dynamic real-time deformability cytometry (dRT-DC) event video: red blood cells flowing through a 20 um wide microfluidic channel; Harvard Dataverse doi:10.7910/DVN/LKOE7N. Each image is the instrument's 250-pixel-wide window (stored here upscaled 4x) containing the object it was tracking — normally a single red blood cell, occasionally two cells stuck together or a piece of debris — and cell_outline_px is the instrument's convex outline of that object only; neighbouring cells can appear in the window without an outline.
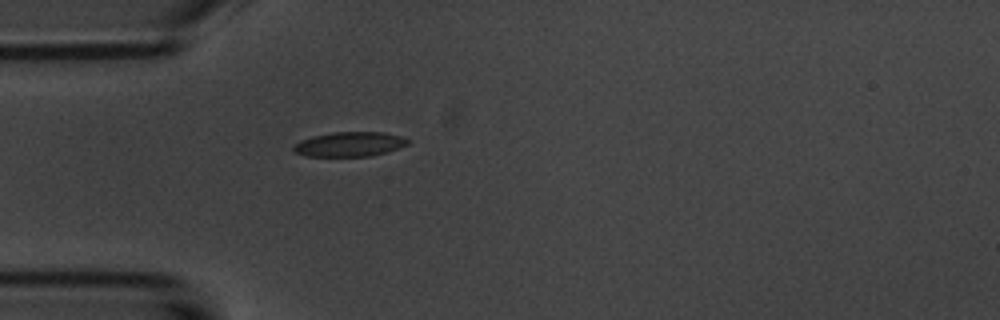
{"species": "common noctule bat (a hibernating species)", "species_latin": "Nyctalus noctula", "temperature_condition": "room temperature", "stored_images_in_passage": 2, "camera_frame_rate_fps": 3000, "um_per_image_px": 0.085, "animal": {"sex": "male", "body_mass_g": 20.1, "forearm_length_mm": 53.5}, "frame": {"image": 1, "passage_image": 2, "time_ms": 17.667, "image_size_px": [1000, 320], "cell_outline_px": [[408, 144], [388, 152], [372, 156], [304, 156], [296, 152], [292, 148], [300, 140], [312, 136], [332, 132], [384, 132], [400, 136], [408, 140]], "centroid_in_image_um": [29.71, 12.26], "position_along_channel_um": 55.3, "area_um2": 16.36}}